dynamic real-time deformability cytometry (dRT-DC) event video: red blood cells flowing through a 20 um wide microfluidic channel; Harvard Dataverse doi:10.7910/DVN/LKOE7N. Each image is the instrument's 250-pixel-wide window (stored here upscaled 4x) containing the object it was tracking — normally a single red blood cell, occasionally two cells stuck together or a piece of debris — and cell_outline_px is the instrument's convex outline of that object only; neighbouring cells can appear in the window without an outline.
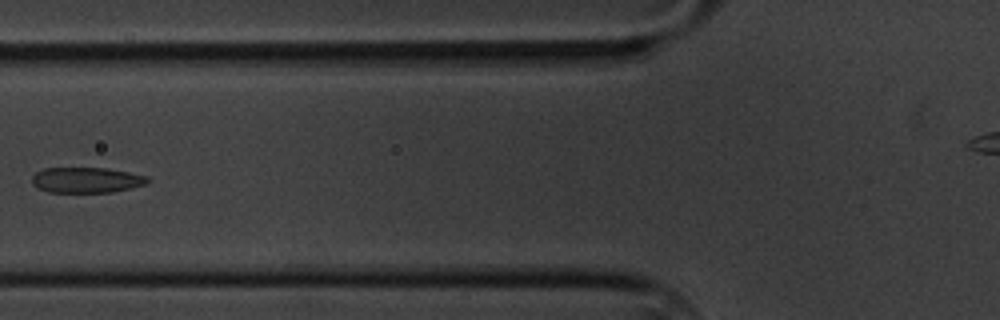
{"species": "common noctule bat (a hibernating species)", "species_latin": "Nyctalus noctula", "temperature_condition": "cold", "stored_images_in_passage": 16, "segment_of_instrument_passage": [1, 2], "camera_frame_rate_fps": 3000, "um_per_image_px": 0.085, "animal": {"sex": "male", "body_mass_g": 20.1, "forearm_length_mm": 53.5}, "frame": {"image": 1, "passage_image": 6, "time_ms": 6.667, "image_size_px": [1000, 320], "cell_outline_px": [[152, 180], [144, 184], [132, 188], [112, 192], [48, 192], [36, 188], [32, 184], [32, 176], [36, 172], [44, 168], [108, 168], [148, 176]], "centroid_in_image_um": [7.34, 15.3], "position_along_channel_um": 118.5, "area_um2": 17.34}}
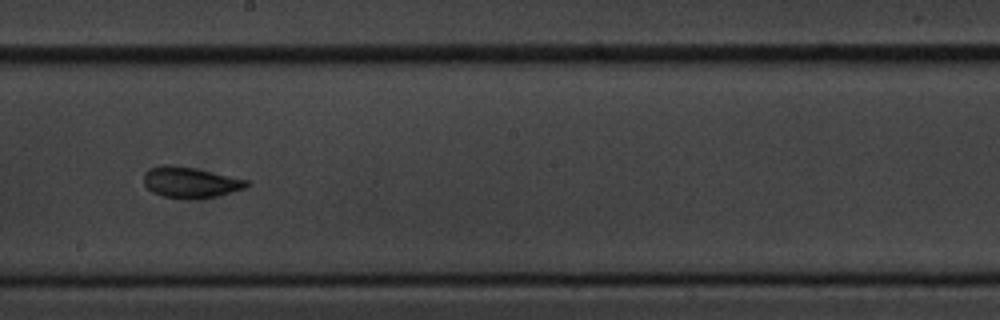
{"frame": {"image": 2, "passage_image": 9, "time_ms": 10.0, "image_size_px": [1000, 320], "cell_outline_px": [[248, 184], [244, 188], [220, 196], [192, 200], [164, 196], [152, 192], [144, 184], [144, 172], [148, 168], [160, 164], [168, 164], [192, 168], [248, 180]], "centroid_in_image_um": [16.13, 15.51], "position_along_channel_um": 232.1, "area_um2": 18.5}}
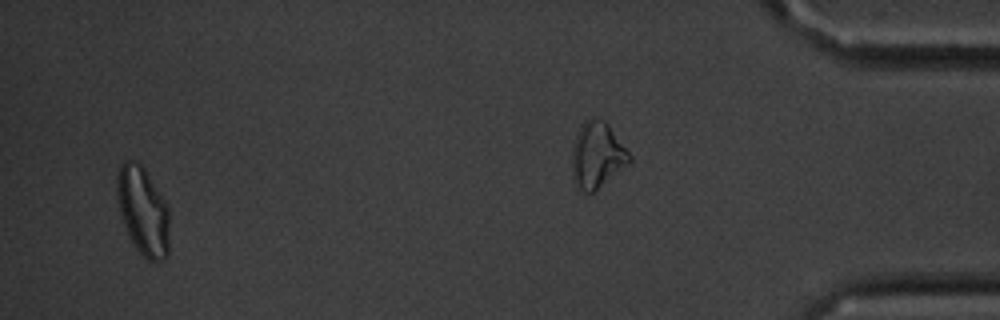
{"frame": {"image": 3, "passage_image": 15, "time_ms": 18.0, "image_size_px": [1000, 320], "cell_outline_px": [[168, 256], [164, 260], [148, 260], [136, 248], [124, 224], [120, 212], [116, 192], [116, 176], [120, 164], [124, 160], [136, 160], [144, 168], [168, 208]], "centroid_in_image_um": [12.13, 17.9], "position_along_channel_um": 423.1, "area_um2": 26.59}}